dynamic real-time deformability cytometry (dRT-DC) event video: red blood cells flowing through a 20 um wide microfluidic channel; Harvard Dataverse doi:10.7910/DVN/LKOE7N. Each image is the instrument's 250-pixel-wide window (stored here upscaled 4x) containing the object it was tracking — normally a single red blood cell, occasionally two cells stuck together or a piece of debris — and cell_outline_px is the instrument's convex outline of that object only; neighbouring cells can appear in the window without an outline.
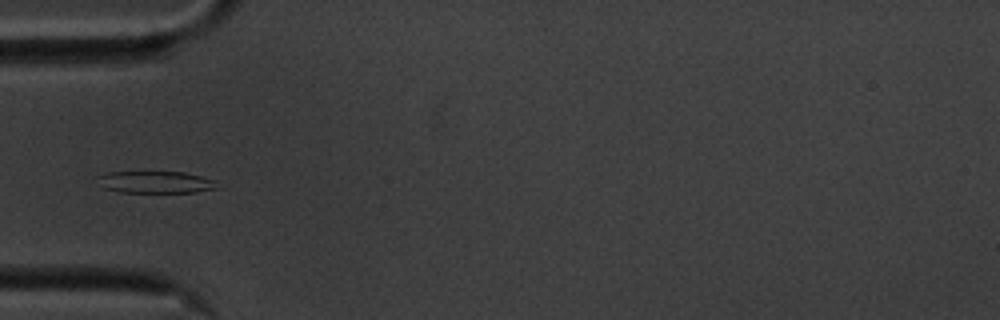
{"species": "common noctule bat (a hibernating species)", "species_latin": "Nyctalus noctula", "temperature_condition": "cold", "stored_images_in_passage": 40, "camera_frame_rate_fps": 3000, "um_per_image_px": 0.085, "animal": {"sex": "male", "body_mass_g": 20.1, "forearm_length_mm": 53.5}, "frame": {"image": 1, "passage_image": 1, "time_ms": 0.0, "image_size_px": [1000, 320], "cell_outline_px": [[216, 188], [196, 192], [120, 192], [104, 188], [96, 176], [108, 172], [184, 172], [200, 176], [212, 180]], "centroid_in_image_um": [13.16, 15.48], "position_along_channel_um": 71.8, "area_um2": 14.97}}
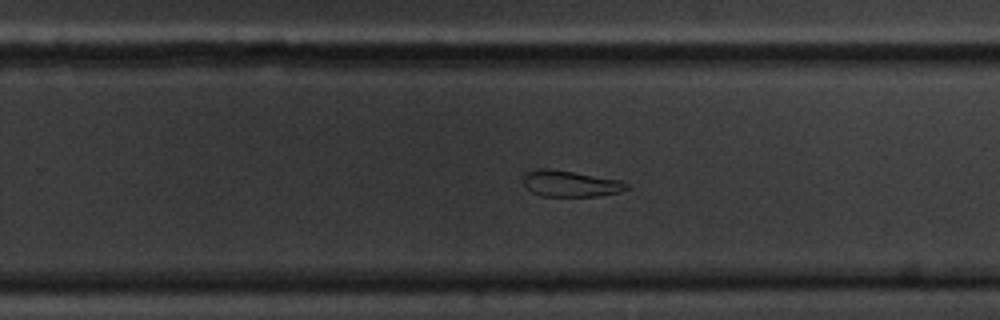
{"frame": {"image": 2, "passage_image": 19, "time_ms": 6.0, "image_size_px": [1000, 320], "cell_outline_px": [[628, 188], [620, 192], [600, 196], [544, 196], [532, 192], [524, 184], [524, 172], [536, 168], [548, 168], [620, 180], [628, 184]], "centroid_in_image_um": [48.46, 15.61], "position_along_channel_um": 281.3, "area_um2": 15.66}}
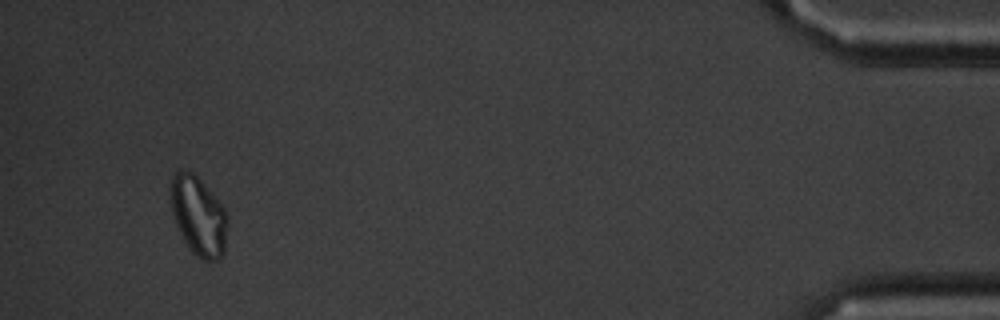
{"frame": {"image": 3, "passage_image": 37, "time_ms": 12.0, "image_size_px": [1000, 320], "cell_outline_px": [[228, 228], [224, 252], [220, 260], [204, 260], [196, 256], [192, 252], [184, 240], [176, 224], [172, 212], [168, 192], [168, 184], [172, 172], [192, 172], [200, 180], [224, 208], [228, 216]], "centroid_in_image_um": [16.85, 18.36], "position_along_channel_um": 418.4, "area_um2": 26.47}}